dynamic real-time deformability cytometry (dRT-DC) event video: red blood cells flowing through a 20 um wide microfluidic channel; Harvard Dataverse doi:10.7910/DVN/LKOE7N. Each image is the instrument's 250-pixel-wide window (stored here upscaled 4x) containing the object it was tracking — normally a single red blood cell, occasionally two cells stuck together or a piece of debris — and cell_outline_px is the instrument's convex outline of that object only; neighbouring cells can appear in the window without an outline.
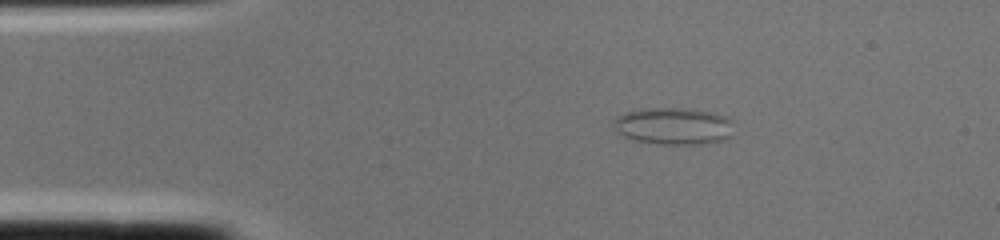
{"species": "common noctule bat (a hibernating species)", "species_latin": "Nyctalus noctula", "temperature_condition": "cold", "stored_images_in_passage": 1, "camera_frame_rate_fps": 3000, "um_per_image_px": 0.085, "animal": {"sex": "female", "body_mass_g": 22.0, "forearm_length_mm": 56.7}, "frame": {"image": 1, "passage_image": 1, "time_ms": 0.0, "image_size_px": [1000, 240], "cell_outline_px": [[736, 120], [732, 136], [728, 140], [704, 144], [660, 144], [632, 140], [616, 132], [612, 124], [616, 116], [624, 112], [640, 108], [680, 108], [716, 112], [728, 116]], "centroid_in_image_um": [57.32, 10.71], "position_along_channel_um": 27.7, "area_um2": 26.93}}